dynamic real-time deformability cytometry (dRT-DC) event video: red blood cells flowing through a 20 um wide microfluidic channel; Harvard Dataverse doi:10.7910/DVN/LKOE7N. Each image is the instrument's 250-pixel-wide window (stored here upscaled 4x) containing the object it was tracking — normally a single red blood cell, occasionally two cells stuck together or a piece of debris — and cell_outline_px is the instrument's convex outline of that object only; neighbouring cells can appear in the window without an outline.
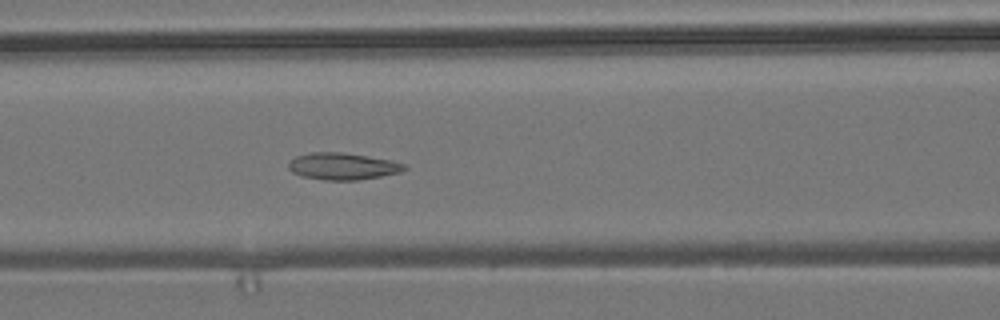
{"species": "common noctule bat (a hibernating species)", "species_latin": "Nyctalus noctula", "temperature_condition": "room temperature", "stored_images_in_passage": 55, "camera_frame_rate_fps": 3000, "um_per_image_px": 0.085, "animal": {"sex": "male", "body_mass_g": 19.2, "forearm_length_mm": 51.8}, "frame": {"image": 1, "passage_image": 23, "time_ms": 7.333, "image_size_px": [1000, 320], "cell_outline_px": [[408, 168], [400, 172], [360, 180], [324, 180], [300, 176], [292, 172], [288, 168], [288, 164], [296, 156], [312, 152], [344, 152], [388, 160], [404, 164]], "centroid_in_image_um": [29.09, 14.14], "position_along_channel_um": 137.5, "area_um2": 18.03}}
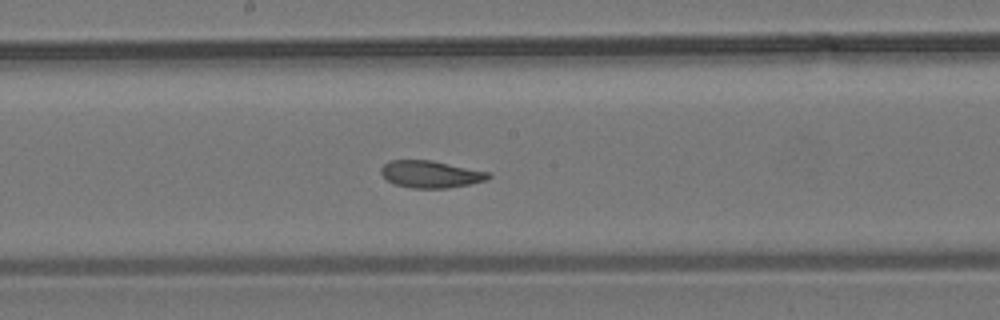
{"frame": {"image": 2, "passage_image": 29, "time_ms": 9.333, "image_size_px": [1000, 320], "cell_outline_px": [[492, 176], [484, 180], [468, 184], [448, 188], [412, 188], [396, 184], [388, 180], [380, 172], [380, 168], [388, 160], [432, 160], [492, 172]], "centroid_in_image_um": [36.62, 14.79], "position_along_channel_um": 211.6, "area_um2": 16.99}}
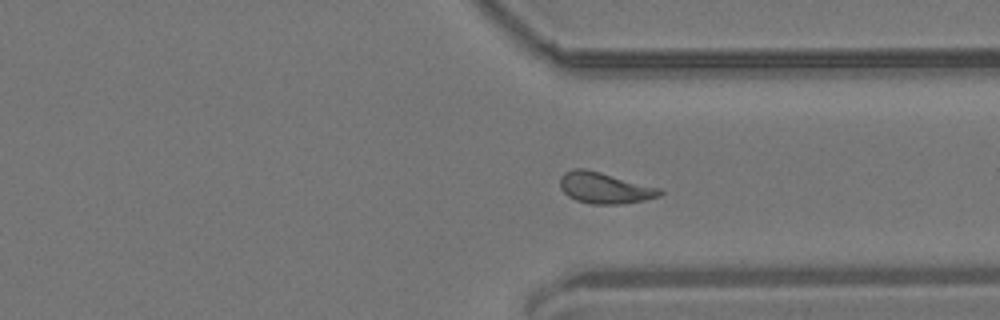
{"frame": {"image": 3, "passage_image": 41, "time_ms": 13.333, "image_size_px": [1000, 320], "cell_outline_px": [[664, 192], [660, 196], [644, 200], [620, 204], [592, 204], [576, 200], [568, 196], [560, 188], [560, 176], [564, 172], [572, 168], [584, 168], [600, 172], [660, 188]], "centroid_in_image_um": [51.37, 15.97], "position_along_channel_um": 360.0, "area_um2": 18.09}, "authors_computed_cell_mechanics": {"area_um2": 18.0336, "velocity_mm_per_s": 3.7128, "shape_relaxation_time_tau1_ms": null, "shape_relaxation_time_tau2_ms": 2.8917, "deformation_change_tau1": null, "deformation_change_tau2": 0.1003}}